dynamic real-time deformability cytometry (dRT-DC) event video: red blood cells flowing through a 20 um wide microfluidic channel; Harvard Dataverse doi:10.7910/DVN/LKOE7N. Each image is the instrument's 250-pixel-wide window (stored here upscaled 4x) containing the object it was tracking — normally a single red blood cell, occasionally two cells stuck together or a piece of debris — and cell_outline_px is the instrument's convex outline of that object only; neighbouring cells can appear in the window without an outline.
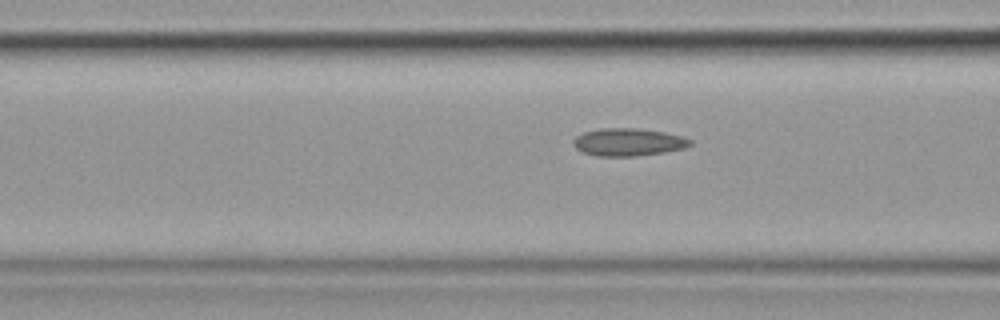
{"species": "common noctule bat (a hibernating species)", "species_latin": "Nyctalus noctula", "temperature_condition": "cold", "stored_images_in_passage": 12, "camera_frame_rate_fps": 3000, "um_per_image_px": 0.085, "animal": {"sex": "female", "body_mass_g": 19.9}, "frame": {"image": 1, "passage_image": 10, "time_ms": 3.0, "image_size_px": [1000, 320], "cell_outline_px": [[692, 144], [684, 148], [664, 152], [636, 156], [596, 156], [584, 152], [576, 148], [572, 144], [572, 140], [576, 136], [584, 132], [600, 128], [640, 128], [664, 132], [684, 136], [692, 140]], "centroid_in_image_um": [53.41, 12.07], "position_along_channel_um": 113.2, "area_um2": 18.96}}